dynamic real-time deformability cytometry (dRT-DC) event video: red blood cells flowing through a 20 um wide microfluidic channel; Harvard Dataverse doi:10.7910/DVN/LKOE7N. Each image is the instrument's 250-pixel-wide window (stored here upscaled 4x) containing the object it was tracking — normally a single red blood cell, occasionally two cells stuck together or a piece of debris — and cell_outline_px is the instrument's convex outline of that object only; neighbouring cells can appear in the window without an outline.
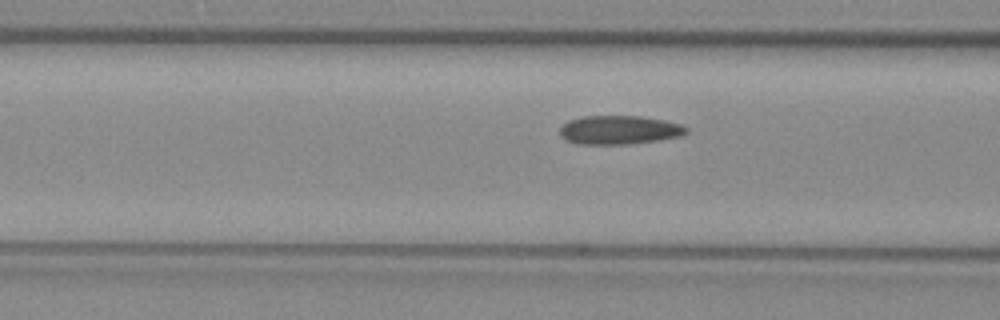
{"species": "common noctule bat (a hibernating species)", "species_latin": "Nyctalus noctula", "temperature_condition": "warm", "stored_images_in_passage": 19, "camera_frame_rate_fps": 3000, "um_per_image_px": 0.085, "animal": {"sex": "female", "body_mass_g": 29.2, "forearm_length_mm": 56.3}, "frame": {"image": 1, "passage_image": 17, "time_ms": 5.333, "image_size_px": [1000, 320], "cell_outline_px": [[688, 132], [680, 136], [660, 140], [628, 144], [580, 144], [564, 140], [560, 136], [560, 128], [568, 120], [584, 116], [640, 116], [664, 120], [680, 124], [688, 128]], "centroid_in_image_um": [52.62, 11.05], "position_along_channel_um": 114.0, "area_um2": 21.27}}